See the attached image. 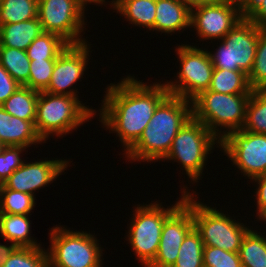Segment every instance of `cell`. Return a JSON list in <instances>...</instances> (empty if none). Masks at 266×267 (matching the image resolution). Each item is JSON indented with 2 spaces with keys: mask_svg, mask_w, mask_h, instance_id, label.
<instances>
[{
  "mask_svg": "<svg viewBox=\"0 0 266 267\" xmlns=\"http://www.w3.org/2000/svg\"><path fill=\"white\" fill-rule=\"evenodd\" d=\"M38 18V0H1L0 26Z\"/></svg>",
  "mask_w": 266,
  "mask_h": 267,
  "instance_id": "4316f807",
  "label": "cell"
},
{
  "mask_svg": "<svg viewBox=\"0 0 266 267\" xmlns=\"http://www.w3.org/2000/svg\"><path fill=\"white\" fill-rule=\"evenodd\" d=\"M151 85V86H150ZM145 84L128 75L106 88L100 122L117 133L125 153L138 141L158 105L170 94L166 84Z\"/></svg>",
  "mask_w": 266,
  "mask_h": 267,
  "instance_id": "6da1fadb",
  "label": "cell"
},
{
  "mask_svg": "<svg viewBox=\"0 0 266 267\" xmlns=\"http://www.w3.org/2000/svg\"><path fill=\"white\" fill-rule=\"evenodd\" d=\"M67 160H40L23 164L16 169L3 185L11 190L31 194L56 180L68 167Z\"/></svg>",
  "mask_w": 266,
  "mask_h": 267,
  "instance_id": "2e32d148",
  "label": "cell"
},
{
  "mask_svg": "<svg viewBox=\"0 0 266 267\" xmlns=\"http://www.w3.org/2000/svg\"><path fill=\"white\" fill-rule=\"evenodd\" d=\"M242 18L238 4L215 0L191 9L190 26L202 40H222Z\"/></svg>",
  "mask_w": 266,
  "mask_h": 267,
  "instance_id": "5bb4252c",
  "label": "cell"
},
{
  "mask_svg": "<svg viewBox=\"0 0 266 267\" xmlns=\"http://www.w3.org/2000/svg\"><path fill=\"white\" fill-rule=\"evenodd\" d=\"M209 91L222 94H251L248 75L241 70L214 68Z\"/></svg>",
  "mask_w": 266,
  "mask_h": 267,
  "instance_id": "603a6c76",
  "label": "cell"
},
{
  "mask_svg": "<svg viewBox=\"0 0 266 267\" xmlns=\"http://www.w3.org/2000/svg\"><path fill=\"white\" fill-rule=\"evenodd\" d=\"M38 96L39 91L20 85L1 107L11 116L31 121L34 124Z\"/></svg>",
  "mask_w": 266,
  "mask_h": 267,
  "instance_id": "7402d4cb",
  "label": "cell"
},
{
  "mask_svg": "<svg viewBox=\"0 0 266 267\" xmlns=\"http://www.w3.org/2000/svg\"><path fill=\"white\" fill-rule=\"evenodd\" d=\"M89 44H69L56 58L54 70L48 87L44 90L50 94L75 96L77 90L70 87L83 77L89 59ZM70 89V90H69Z\"/></svg>",
  "mask_w": 266,
  "mask_h": 267,
  "instance_id": "9a60e30c",
  "label": "cell"
},
{
  "mask_svg": "<svg viewBox=\"0 0 266 267\" xmlns=\"http://www.w3.org/2000/svg\"><path fill=\"white\" fill-rule=\"evenodd\" d=\"M204 267H242L238 252H227L219 247L204 245Z\"/></svg>",
  "mask_w": 266,
  "mask_h": 267,
  "instance_id": "836d02e7",
  "label": "cell"
},
{
  "mask_svg": "<svg viewBox=\"0 0 266 267\" xmlns=\"http://www.w3.org/2000/svg\"><path fill=\"white\" fill-rule=\"evenodd\" d=\"M41 142L31 121L11 116L0 106V144L28 148Z\"/></svg>",
  "mask_w": 266,
  "mask_h": 267,
  "instance_id": "e0dca14e",
  "label": "cell"
},
{
  "mask_svg": "<svg viewBox=\"0 0 266 267\" xmlns=\"http://www.w3.org/2000/svg\"><path fill=\"white\" fill-rule=\"evenodd\" d=\"M262 28L243 17L220 40L222 41L217 51L208 52L214 68L227 70H241L247 75L252 71L259 33Z\"/></svg>",
  "mask_w": 266,
  "mask_h": 267,
  "instance_id": "9c48e42d",
  "label": "cell"
},
{
  "mask_svg": "<svg viewBox=\"0 0 266 267\" xmlns=\"http://www.w3.org/2000/svg\"><path fill=\"white\" fill-rule=\"evenodd\" d=\"M17 246L11 243L9 246L0 244V267H2L9 256L14 252Z\"/></svg>",
  "mask_w": 266,
  "mask_h": 267,
  "instance_id": "ab89813d",
  "label": "cell"
},
{
  "mask_svg": "<svg viewBox=\"0 0 266 267\" xmlns=\"http://www.w3.org/2000/svg\"><path fill=\"white\" fill-rule=\"evenodd\" d=\"M84 12L73 0H38L43 32L55 33L69 44L86 43L80 35L85 28Z\"/></svg>",
  "mask_w": 266,
  "mask_h": 267,
  "instance_id": "7c38bea8",
  "label": "cell"
},
{
  "mask_svg": "<svg viewBox=\"0 0 266 267\" xmlns=\"http://www.w3.org/2000/svg\"><path fill=\"white\" fill-rule=\"evenodd\" d=\"M2 267H49L47 250L17 247Z\"/></svg>",
  "mask_w": 266,
  "mask_h": 267,
  "instance_id": "4dcf8cb0",
  "label": "cell"
},
{
  "mask_svg": "<svg viewBox=\"0 0 266 267\" xmlns=\"http://www.w3.org/2000/svg\"><path fill=\"white\" fill-rule=\"evenodd\" d=\"M96 113L75 96L40 91L34 125L38 136L45 142L51 134L62 137L76 130Z\"/></svg>",
  "mask_w": 266,
  "mask_h": 267,
  "instance_id": "3957f363",
  "label": "cell"
},
{
  "mask_svg": "<svg viewBox=\"0 0 266 267\" xmlns=\"http://www.w3.org/2000/svg\"><path fill=\"white\" fill-rule=\"evenodd\" d=\"M177 1L188 6L190 9H192L194 7H197V6L206 4V3H210L215 0H177Z\"/></svg>",
  "mask_w": 266,
  "mask_h": 267,
  "instance_id": "60d3db41",
  "label": "cell"
},
{
  "mask_svg": "<svg viewBox=\"0 0 266 267\" xmlns=\"http://www.w3.org/2000/svg\"><path fill=\"white\" fill-rule=\"evenodd\" d=\"M43 33L38 18L0 26V46L24 50Z\"/></svg>",
  "mask_w": 266,
  "mask_h": 267,
  "instance_id": "d6986e66",
  "label": "cell"
},
{
  "mask_svg": "<svg viewBox=\"0 0 266 267\" xmlns=\"http://www.w3.org/2000/svg\"><path fill=\"white\" fill-rule=\"evenodd\" d=\"M224 1L233 2L239 5L243 0H224Z\"/></svg>",
  "mask_w": 266,
  "mask_h": 267,
  "instance_id": "ee69618b",
  "label": "cell"
},
{
  "mask_svg": "<svg viewBox=\"0 0 266 267\" xmlns=\"http://www.w3.org/2000/svg\"><path fill=\"white\" fill-rule=\"evenodd\" d=\"M20 86L6 69L0 64V106L17 90Z\"/></svg>",
  "mask_w": 266,
  "mask_h": 267,
  "instance_id": "d590c367",
  "label": "cell"
},
{
  "mask_svg": "<svg viewBox=\"0 0 266 267\" xmlns=\"http://www.w3.org/2000/svg\"><path fill=\"white\" fill-rule=\"evenodd\" d=\"M192 193V216L195 230L204 245L219 247L227 252H239L244 236L250 230L229 215L201 201H195ZM201 202V203H200ZM229 216V217H228ZM243 224V225H242Z\"/></svg>",
  "mask_w": 266,
  "mask_h": 267,
  "instance_id": "ba28073f",
  "label": "cell"
},
{
  "mask_svg": "<svg viewBox=\"0 0 266 267\" xmlns=\"http://www.w3.org/2000/svg\"><path fill=\"white\" fill-rule=\"evenodd\" d=\"M242 130L266 134V90H253L246 108Z\"/></svg>",
  "mask_w": 266,
  "mask_h": 267,
  "instance_id": "83f0119b",
  "label": "cell"
},
{
  "mask_svg": "<svg viewBox=\"0 0 266 267\" xmlns=\"http://www.w3.org/2000/svg\"><path fill=\"white\" fill-rule=\"evenodd\" d=\"M24 149L26 147L4 146L2 148L0 152V185L23 164L19 155L24 152Z\"/></svg>",
  "mask_w": 266,
  "mask_h": 267,
  "instance_id": "e575fe53",
  "label": "cell"
},
{
  "mask_svg": "<svg viewBox=\"0 0 266 267\" xmlns=\"http://www.w3.org/2000/svg\"><path fill=\"white\" fill-rule=\"evenodd\" d=\"M110 4L134 26L154 31L156 0H112Z\"/></svg>",
  "mask_w": 266,
  "mask_h": 267,
  "instance_id": "44dd1931",
  "label": "cell"
},
{
  "mask_svg": "<svg viewBox=\"0 0 266 267\" xmlns=\"http://www.w3.org/2000/svg\"><path fill=\"white\" fill-rule=\"evenodd\" d=\"M181 193V199L170 208H164L156 201L148 205H138L134 210L127 237L130 247L143 267H147L156 257L165 219L184 201L188 190L184 189Z\"/></svg>",
  "mask_w": 266,
  "mask_h": 267,
  "instance_id": "8992f818",
  "label": "cell"
},
{
  "mask_svg": "<svg viewBox=\"0 0 266 267\" xmlns=\"http://www.w3.org/2000/svg\"><path fill=\"white\" fill-rule=\"evenodd\" d=\"M50 229L49 267H103V250L90 231H70L57 225Z\"/></svg>",
  "mask_w": 266,
  "mask_h": 267,
  "instance_id": "5b68a950",
  "label": "cell"
},
{
  "mask_svg": "<svg viewBox=\"0 0 266 267\" xmlns=\"http://www.w3.org/2000/svg\"><path fill=\"white\" fill-rule=\"evenodd\" d=\"M56 59L30 60V74L24 85L37 91H44L51 80Z\"/></svg>",
  "mask_w": 266,
  "mask_h": 267,
  "instance_id": "d6a6232c",
  "label": "cell"
},
{
  "mask_svg": "<svg viewBox=\"0 0 266 267\" xmlns=\"http://www.w3.org/2000/svg\"><path fill=\"white\" fill-rule=\"evenodd\" d=\"M73 1L85 11V6L87 5V3L102 5L105 3L106 0H73Z\"/></svg>",
  "mask_w": 266,
  "mask_h": 267,
  "instance_id": "b9f144b4",
  "label": "cell"
},
{
  "mask_svg": "<svg viewBox=\"0 0 266 267\" xmlns=\"http://www.w3.org/2000/svg\"><path fill=\"white\" fill-rule=\"evenodd\" d=\"M0 64L21 86H24L29 79L30 59L24 50L0 46Z\"/></svg>",
  "mask_w": 266,
  "mask_h": 267,
  "instance_id": "d4e9b609",
  "label": "cell"
},
{
  "mask_svg": "<svg viewBox=\"0 0 266 267\" xmlns=\"http://www.w3.org/2000/svg\"><path fill=\"white\" fill-rule=\"evenodd\" d=\"M251 94H222L203 91L192 100L193 117L201 121L219 140L241 130ZM220 127V128H218ZM225 128V130H221Z\"/></svg>",
  "mask_w": 266,
  "mask_h": 267,
  "instance_id": "277c9868",
  "label": "cell"
},
{
  "mask_svg": "<svg viewBox=\"0 0 266 267\" xmlns=\"http://www.w3.org/2000/svg\"><path fill=\"white\" fill-rule=\"evenodd\" d=\"M192 116V101L169 94L156 108L138 141L123 153L125 158L134 162L164 160L178 131Z\"/></svg>",
  "mask_w": 266,
  "mask_h": 267,
  "instance_id": "7a4b0ae2",
  "label": "cell"
},
{
  "mask_svg": "<svg viewBox=\"0 0 266 267\" xmlns=\"http://www.w3.org/2000/svg\"><path fill=\"white\" fill-rule=\"evenodd\" d=\"M218 147L248 179L266 175V134L231 131Z\"/></svg>",
  "mask_w": 266,
  "mask_h": 267,
  "instance_id": "8fae6325",
  "label": "cell"
},
{
  "mask_svg": "<svg viewBox=\"0 0 266 267\" xmlns=\"http://www.w3.org/2000/svg\"><path fill=\"white\" fill-rule=\"evenodd\" d=\"M263 0H243L239 4V10L242 17H248Z\"/></svg>",
  "mask_w": 266,
  "mask_h": 267,
  "instance_id": "f35d334b",
  "label": "cell"
},
{
  "mask_svg": "<svg viewBox=\"0 0 266 267\" xmlns=\"http://www.w3.org/2000/svg\"><path fill=\"white\" fill-rule=\"evenodd\" d=\"M247 18L258 27L266 29V0H263Z\"/></svg>",
  "mask_w": 266,
  "mask_h": 267,
  "instance_id": "74e56055",
  "label": "cell"
},
{
  "mask_svg": "<svg viewBox=\"0 0 266 267\" xmlns=\"http://www.w3.org/2000/svg\"><path fill=\"white\" fill-rule=\"evenodd\" d=\"M35 204V196L0 185V213L29 215Z\"/></svg>",
  "mask_w": 266,
  "mask_h": 267,
  "instance_id": "f546056e",
  "label": "cell"
},
{
  "mask_svg": "<svg viewBox=\"0 0 266 267\" xmlns=\"http://www.w3.org/2000/svg\"><path fill=\"white\" fill-rule=\"evenodd\" d=\"M69 45L55 33L43 32L26 49L30 60L56 59Z\"/></svg>",
  "mask_w": 266,
  "mask_h": 267,
  "instance_id": "484cf974",
  "label": "cell"
},
{
  "mask_svg": "<svg viewBox=\"0 0 266 267\" xmlns=\"http://www.w3.org/2000/svg\"><path fill=\"white\" fill-rule=\"evenodd\" d=\"M193 228L192 193L188 192L184 201L165 219L157 255L147 267H172L184 238Z\"/></svg>",
  "mask_w": 266,
  "mask_h": 267,
  "instance_id": "4fadbf2b",
  "label": "cell"
},
{
  "mask_svg": "<svg viewBox=\"0 0 266 267\" xmlns=\"http://www.w3.org/2000/svg\"><path fill=\"white\" fill-rule=\"evenodd\" d=\"M191 9L177 0H156L154 31L172 33L188 29ZM187 27V28H186Z\"/></svg>",
  "mask_w": 266,
  "mask_h": 267,
  "instance_id": "ac0fdd59",
  "label": "cell"
},
{
  "mask_svg": "<svg viewBox=\"0 0 266 267\" xmlns=\"http://www.w3.org/2000/svg\"><path fill=\"white\" fill-rule=\"evenodd\" d=\"M215 144L220 145V140L192 116L178 131L164 159L180 163L191 181L197 183L202 178L207 155L214 149Z\"/></svg>",
  "mask_w": 266,
  "mask_h": 267,
  "instance_id": "52a82bcc",
  "label": "cell"
},
{
  "mask_svg": "<svg viewBox=\"0 0 266 267\" xmlns=\"http://www.w3.org/2000/svg\"><path fill=\"white\" fill-rule=\"evenodd\" d=\"M3 147H4V146H3L2 144H0V152H1V150H2Z\"/></svg>",
  "mask_w": 266,
  "mask_h": 267,
  "instance_id": "f6af8a7d",
  "label": "cell"
},
{
  "mask_svg": "<svg viewBox=\"0 0 266 267\" xmlns=\"http://www.w3.org/2000/svg\"><path fill=\"white\" fill-rule=\"evenodd\" d=\"M203 247L199 233L193 228L184 238L172 267H204Z\"/></svg>",
  "mask_w": 266,
  "mask_h": 267,
  "instance_id": "f1b7e54d",
  "label": "cell"
},
{
  "mask_svg": "<svg viewBox=\"0 0 266 267\" xmlns=\"http://www.w3.org/2000/svg\"><path fill=\"white\" fill-rule=\"evenodd\" d=\"M259 220H263L266 224V209L257 217Z\"/></svg>",
  "mask_w": 266,
  "mask_h": 267,
  "instance_id": "7bdbcfd3",
  "label": "cell"
},
{
  "mask_svg": "<svg viewBox=\"0 0 266 267\" xmlns=\"http://www.w3.org/2000/svg\"><path fill=\"white\" fill-rule=\"evenodd\" d=\"M238 253L242 267H266V236L250 229Z\"/></svg>",
  "mask_w": 266,
  "mask_h": 267,
  "instance_id": "cb8c5ba5",
  "label": "cell"
},
{
  "mask_svg": "<svg viewBox=\"0 0 266 267\" xmlns=\"http://www.w3.org/2000/svg\"><path fill=\"white\" fill-rule=\"evenodd\" d=\"M248 79L253 90H266V29L259 33L255 61Z\"/></svg>",
  "mask_w": 266,
  "mask_h": 267,
  "instance_id": "1f68e13d",
  "label": "cell"
},
{
  "mask_svg": "<svg viewBox=\"0 0 266 267\" xmlns=\"http://www.w3.org/2000/svg\"><path fill=\"white\" fill-rule=\"evenodd\" d=\"M252 181H255L257 183V187L256 188V199H257V211L256 213L259 216L265 209H266V175H261V176H257L253 179H251Z\"/></svg>",
  "mask_w": 266,
  "mask_h": 267,
  "instance_id": "8d00e7d4",
  "label": "cell"
},
{
  "mask_svg": "<svg viewBox=\"0 0 266 267\" xmlns=\"http://www.w3.org/2000/svg\"><path fill=\"white\" fill-rule=\"evenodd\" d=\"M175 51L181 63V70L176 74L179 80L167 81L166 87L171 95L192 101L209 89L213 63L207 50L193 45H179Z\"/></svg>",
  "mask_w": 266,
  "mask_h": 267,
  "instance_id": "30bf717a",
  "label": "cell"
},
{
  "mask_svg": "<svg viewBox=\"0 0 266 267\" xmlns=\"http://www.w3.org/2000/svg\"><path fill=\"white\" fill-rule=\"evenodd\" d=\"M28 217V215L0 213L1 237L17 247L34 248L41 246L30 236L31 223Z\"/></svg>",
  "mask_w": 266,
  "mask_h": 267,
  "instance_id": "ffe728a7",
  "label": "cell"
}]
</instances>
